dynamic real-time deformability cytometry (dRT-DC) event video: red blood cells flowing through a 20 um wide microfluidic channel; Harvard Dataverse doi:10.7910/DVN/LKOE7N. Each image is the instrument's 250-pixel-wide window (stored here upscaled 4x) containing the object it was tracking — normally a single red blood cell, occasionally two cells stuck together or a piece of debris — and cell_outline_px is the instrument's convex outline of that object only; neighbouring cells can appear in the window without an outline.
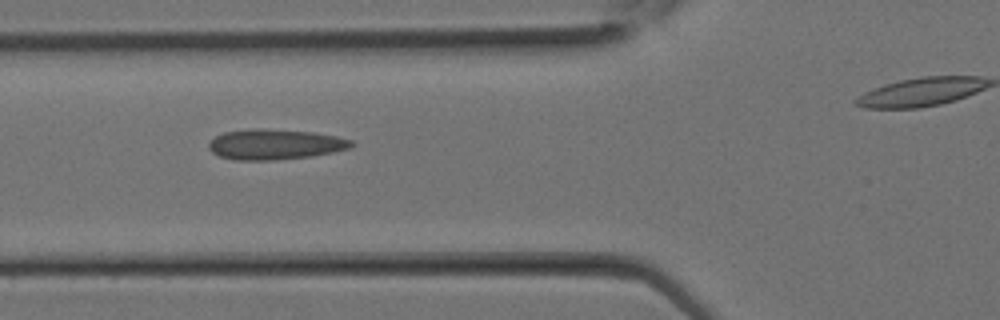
{"species": "Egyptian fruit bat (a non-hibernating species)", "species_latin": "Rousettus aegyptiacus", "temperature_condition": "room temperature", "stored_images_in_passage": 18, "camera_frame_rate_fps": 3000, "um_per_image_px": 0.085, "animal": {"sex": "female"}, "frame": {"image": 1, "passage_image": 5, "time_ms": 1.333, "image_size_px": [1000, 320], "cell_outline_px": [[356, 144], [352, 148], [312, 156], [276, 160], [236, 160], [220, 156], [212, 152], [208, 148], [208, 144], [216, 136], [224, 132], [256, 128], [260, 128], [312, 132], [336, 136], [352, 140]], "centroid_in_image_um": [23.4, 12.27], "position_along_channel_um": 102.4, "area_um2": 25.26}}
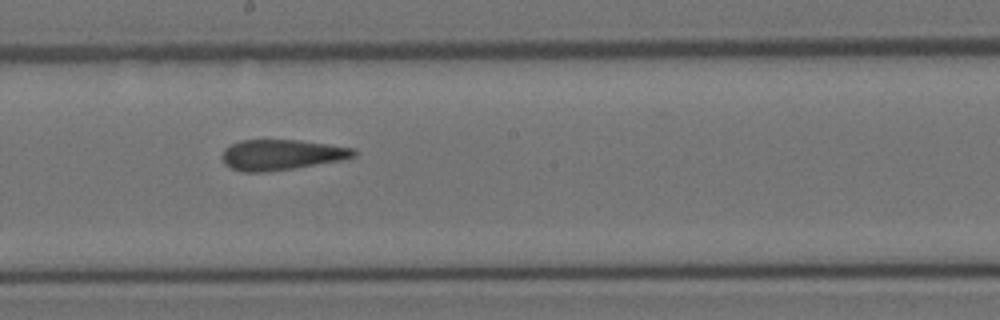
{"frame": {"image": 2, "passage_image": 10, "time_ms": 3.0, "image_size_px": [1000, 320], "cell_outline_px": [[356, 156], [340, 160], [296, 168], [264, 172], [244, 172], [232, 168], [224, 164], [220, 156], [224, 148], [240, 140], [300, 140], [356, 148]], "centroid_in_image_um": [23.91, 13.15], "position_along_channel_um": 224.3, "area_um2": 23.52}}
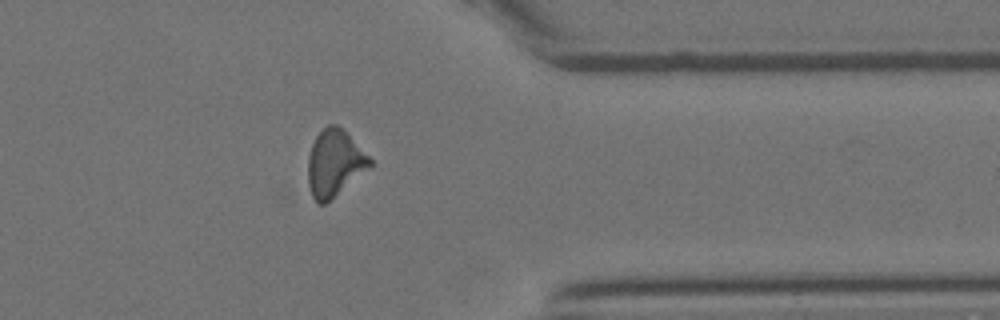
{"frame": {"image": 3, "passage_image": 17, "time_ms": 5.333, "image_size_px": [1000, 320], "cell_outline_px": [[372, 164], [324, 204], [320, 204], [312, 196], [308, 184], [308, 156], [312, 144], [316, 136], [328, 124], [336, 124], [372, 160]], "centroid_in_image_um": [28.38, 13.86], "position_along_channel_um": 383.0, "area_um2": 23.0}}